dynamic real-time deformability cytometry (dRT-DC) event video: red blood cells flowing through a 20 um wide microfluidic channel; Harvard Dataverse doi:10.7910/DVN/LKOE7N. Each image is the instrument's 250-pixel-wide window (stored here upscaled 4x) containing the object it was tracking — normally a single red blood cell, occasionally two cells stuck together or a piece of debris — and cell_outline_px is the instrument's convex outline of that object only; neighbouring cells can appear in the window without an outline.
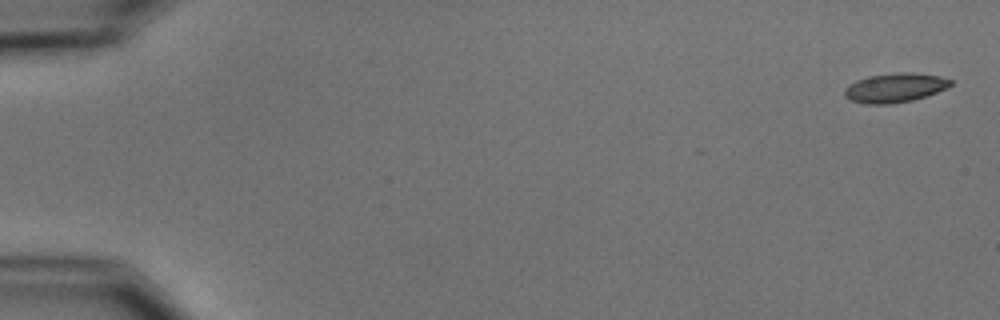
{"species": "common noctule bat (a hibernating species)", "species_latin": "Nyctalus noctula", "temperature_condition": "cold", "stored_images_in_passage": 8, "camera_frame_rate_fps": 3000, "um_per_image_px": 0.085, "animal": {"sex": "male", "body_mass_g": 15.6}, "frame": {"image": 1, "passage_image": 1, "time_ms": 0.0, "image_size_px": [1000, 320], "cell_outline_px": [[952, 84], [948, 88], [912, 100], [892, 104], [864, 104], [852, 100], [844, 96], [844, 88], [848, 84], [856, 80], [868, 76], [896, 72], [908, 72], [940, 76], [952, 80]], "centroid_in_image_um": [76.04, 7.45], "position_along_channel_um": 9.0, "area_um2": 18.15}}
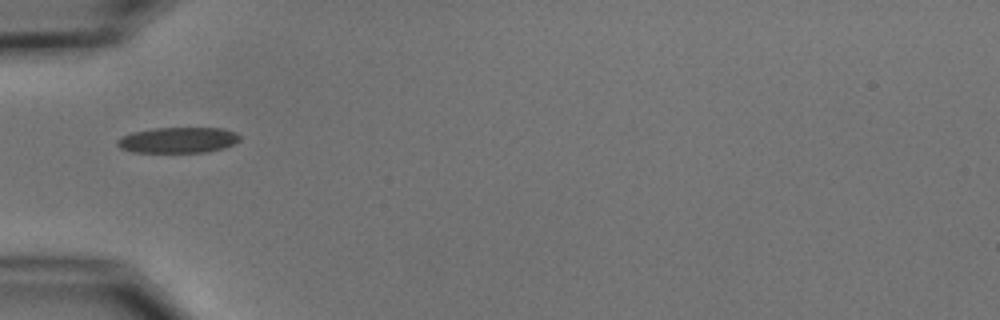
{"frame": {"image": 2, "passage_image": 5, "time_ms": 5.667, "image_size_px": [1000, 320], "cell_outline_px": [[240, 140], [224, 148], [208, 152], [132, 152], [120, 148], [116, 144], [116, 140], [120, 136], [132, 132], [156, 128], [224, 128], [236, 132], [240, 136]], "centroid_in_image_um": [15.12, 11.9], "position_along_channel_um": 69.9, "area_um2": 18.5}}